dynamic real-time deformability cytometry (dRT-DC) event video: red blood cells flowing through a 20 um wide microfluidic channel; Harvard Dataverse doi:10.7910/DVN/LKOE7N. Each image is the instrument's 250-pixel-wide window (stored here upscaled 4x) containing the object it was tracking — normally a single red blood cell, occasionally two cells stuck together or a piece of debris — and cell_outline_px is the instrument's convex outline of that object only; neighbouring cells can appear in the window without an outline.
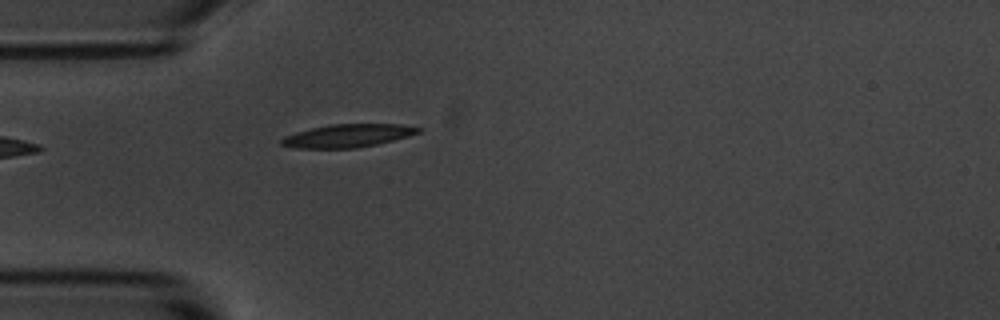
{"species": "common noctule bat (a hibernating species)", "species_latin": "Nyctalus noctula", "temperature_condition": "room temperature", "stored_images_in_passage": 1, "camera_frame_rate_fps": 3000, "um_per_image_px": 0.085, "animal": {"sex": "male", "body_mass_g": 20.1, "forearm_length_mm": 53.5}, "frame": {"image": 1, "passage_image": 1, "time_ms": 0.0, "image_size_px": [1000, 320], "cell_outline_px": [[424, 128], [420, 132], [408, 136], [376, 144], [356, 148], [296, 148], [280, 144], [280, 140], [284, 136], [296, 132], [328, 124], [400, 124]], "centroid_in_image_um": [29.56, 11.53], "position_along_channel_um": 55.4, "area_um2": 18.32}}